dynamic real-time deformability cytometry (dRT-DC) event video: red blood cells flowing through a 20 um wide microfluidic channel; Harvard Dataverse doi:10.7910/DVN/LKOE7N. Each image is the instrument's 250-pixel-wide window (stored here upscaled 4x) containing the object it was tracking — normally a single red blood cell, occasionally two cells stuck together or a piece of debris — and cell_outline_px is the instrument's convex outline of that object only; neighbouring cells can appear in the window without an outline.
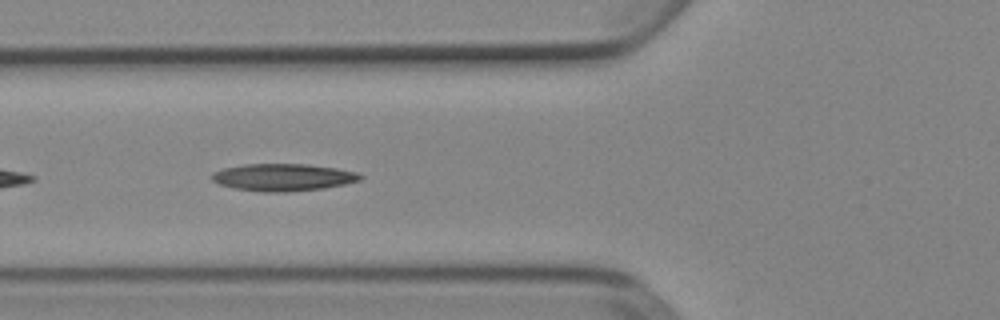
{"species": "Egyptian fruit bat (a non-hibernating species)", "species_latin": "Rousettus aegyptiacus", "temperature_condition": "cold", "stored_images_in_passage": 8, "camera_frame_rate_fps": 3000, "um_per_image_px": 0.085, "animal": {"sex": "female"}, "frame": {"image": 1, "passage_image": 6, "time_ms": 1.667, "image_size_px": [1000, 320], "cell_outline_px": [[364, 176], [360, 180], [344, 184], [324, 188], [288, 192], [260, 192], [232, 188], [220, 184], [212, 180], [212, 172], [224, 168], [244, 164], [308, 164], [336, 168], [356, 172]], "centroid_in_image_um": [24.05, 15.07], "position_along_channel_um": 101.8, "area_um2": 23.64}}
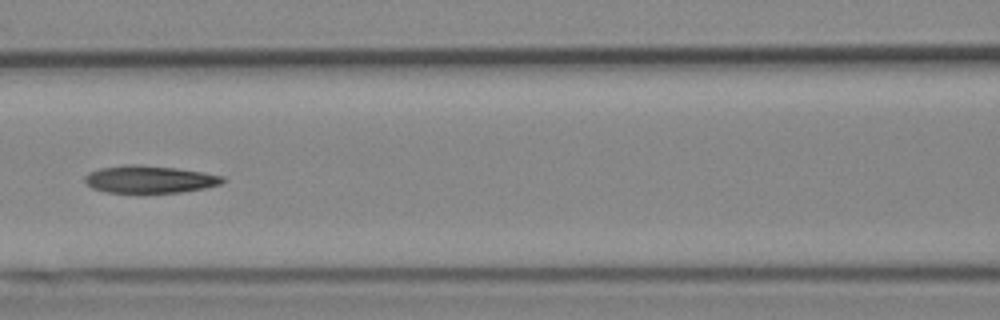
{"frame": {"image": 2, "passage_image": 7, "time_ms": 2.0, "image_size_px": [1000, 320], "cell_outline_px": [[224, 180], [220, 184], [204, 188], [180, 192], [136, 196], [108, 192], [92, 188], [84, 180], [84, 176], [88, 172], [100, 168], [124, 164], [136, 164], [176, 168], [204, 172], [224, 176]], "centroid_in_image_um": [12.66, 15.28], "position_along_channel_um": 153.9, "area_um2": 22.95}}
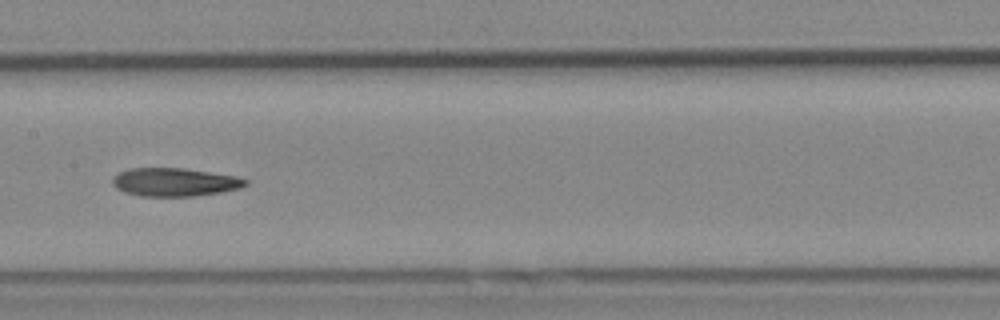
{"frame": {"image": 3, "passage_image": 8, "time_ms": 2.333, "image_size_px": [1000, 320], "cell_outline_px": [[248, 184], [240, 188], [220, 192], [196, 196], [140, 196], [124, 192], [116, 188], [112, 184], [112, 176], [128, 168], [184, 168], [236, 176], [248, 180]], "centroid_in_image_um": [14.82, 15.48], "position_along_channel_um": 192.6, "area_um2": 22.02}}